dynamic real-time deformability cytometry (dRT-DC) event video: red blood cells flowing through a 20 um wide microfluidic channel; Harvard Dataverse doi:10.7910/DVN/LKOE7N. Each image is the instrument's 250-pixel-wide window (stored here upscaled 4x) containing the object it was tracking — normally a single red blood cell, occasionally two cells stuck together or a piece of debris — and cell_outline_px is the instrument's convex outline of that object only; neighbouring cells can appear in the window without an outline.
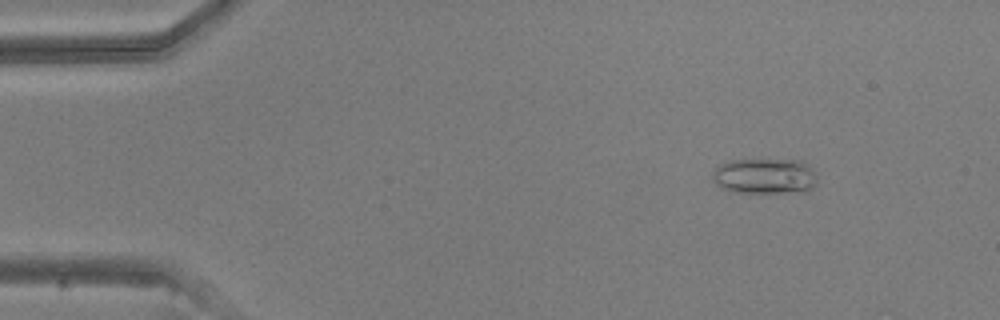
{"species": "common noctule bat (a hibernating species)", "species_latin": "Nyctalus noctula", "temperature_condition": "warm", "stored_images_in_passage": 50, "camera_frame_rate_fps": 3000, "um_per_image_px": 0.085, "animal": {"sex": "male", "body_mass_g": 20.5, "forearm_length_mm": 52.5}, "frame": {"image": 1, "passage_image": 6, "time_ms": 1.667, "image_size_px": [1000, 320], "cell_outline_px": [[816, 184], [812, 188], [804, 192], [736, 192], [720, 188], [712, 180], [712, 172], [720, 164], [732, 160], [800, 160], [808, 164], [816, 172]], "centroid_in_image_um": [65.02, 14.97], "position_along_channel_um": 20.0, "area_um2": 21.85}}
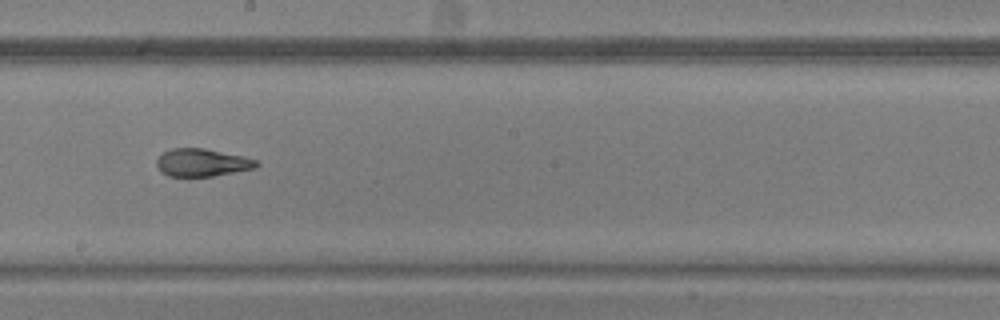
{"frame": {"image": 2, "passage_image": 28, "time_ms": 9.0, "image_size_px": [1000, 320], "cell_outline_px": [[260, 164], [256, 168], [212, 176], [168, 176], [160, 172], [156, 164], [156, 160], [164, 152], [172, 148], [204, 148], [244, 156], [256, 160]], "centroid_in_image_um": [17.17, 13.82], "position_along_channel_um": 231.0, "area_um2": 16.13}}
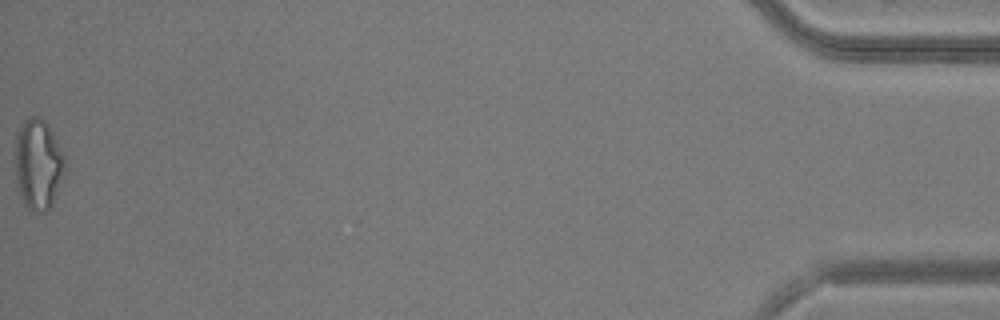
{"frame": {"image": 3, "passage_image": 50, "time_ms": 16.333, "image_size_px": [1000, 320], "cell_outline_px": [[64, 168], [52, 204], [48, 212], [36, 212], [28, 208], [24, 204], [16, 180], [16, 132], [20, 124], [28, 116], [40, 116], [48, 124], [64, 156]], "centroid_in_image_um": [3.22, 13.92], "position_along_channel_um": 432.0, "area_um2": 25.89}}